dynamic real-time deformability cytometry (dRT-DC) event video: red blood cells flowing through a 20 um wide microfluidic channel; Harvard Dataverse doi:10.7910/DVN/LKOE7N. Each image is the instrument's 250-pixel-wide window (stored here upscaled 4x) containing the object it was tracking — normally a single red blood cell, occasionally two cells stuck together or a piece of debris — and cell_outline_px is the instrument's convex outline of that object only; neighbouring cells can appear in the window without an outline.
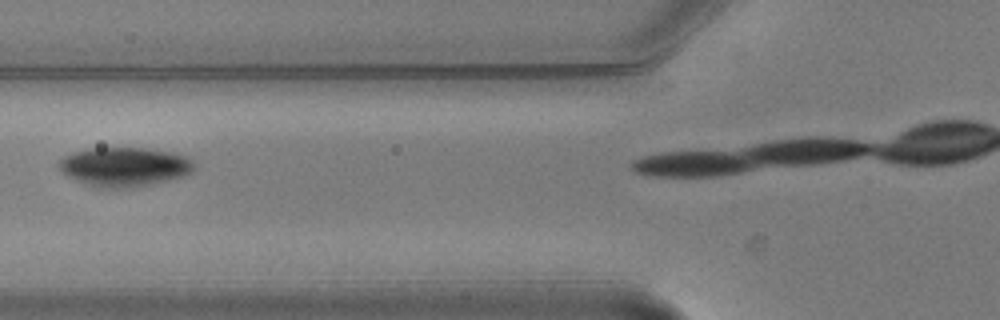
{"species": "common noctule bat (a hibernating species)", "species_latin": "Nyctalus noctula", "temperature_condition": "warm", "stored_images_in_passage": 5, "camera_frame_rate_fps": 3000, "um_per_image_px": 0.085, "animal": {"sex": "male", "body_mass_g": 20.5, "forearm_length_mm": 52.5}, "frame": {"image": 1, "passage_image": 4, "time_ms": 1.0, "image_size_px": [1000, 320], "cell_outline_px": [[196, 168], [192, 172], [184, 176], [172, 180], [152, 184], [128, 188], [100, 188], [84, 184], [60, 172], [56, 164], [64, 156], [72, 152], [92, 148], [144, 148], [172, 152], [188, 156], [196, 164]], "centroid_in_image_um": [10.59, 14.18], "position_along_channel_um": 115.2, "area_um2": 31.39}}